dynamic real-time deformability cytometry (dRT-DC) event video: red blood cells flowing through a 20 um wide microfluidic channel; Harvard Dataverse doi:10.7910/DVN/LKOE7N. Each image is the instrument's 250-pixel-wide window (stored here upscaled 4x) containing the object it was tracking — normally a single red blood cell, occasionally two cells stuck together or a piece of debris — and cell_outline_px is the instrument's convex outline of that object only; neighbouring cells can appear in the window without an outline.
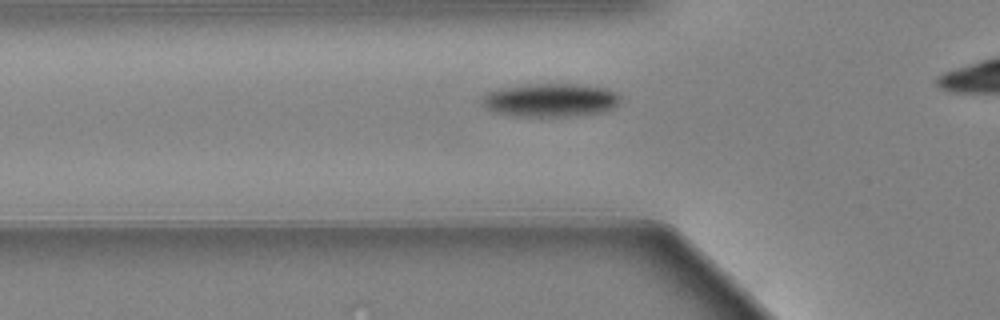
{"species": "Egyptian fruit bat (a non-hibernating species)", "species_latin": "Rousettus aegyptiacus", "temperature_condition": "warm", "stored_images_in_passage": 42, "camera_frame_rate_fps": 3000, "um_per_image_px": 0.085, "animal": {"sex": "female"}, "frame": {"image": 1, "passage_image": 10, "time_ms": 3.0, "image_size_px": [1000, 320], "cell_outline_px": [[620, 100], [612, 108], [600, 112], [564, 116], [516, 116], [496, 112], [488, 108], [480, 100], [488, 92], [496, 88], [520, 84], [580, 84], [608, 88], [616, 92], [620, 96]], "centroid_in_image_um": [46.77, 8.48], "position_along_channel_um": 79.0, "area_um2": 26.88}}
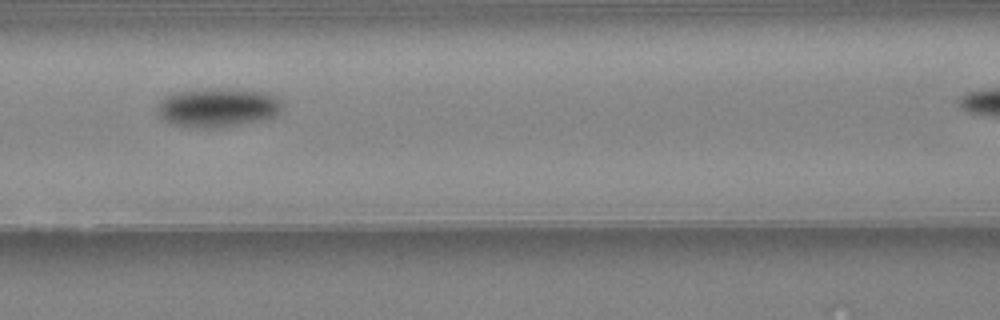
{"frame": {"image": 2, "passage_image": 16, "time_ms": 5.0, "image_size_px": [1000, 320], "cell_outline_px": [[280, 108], [272, 116], [256, 120], [236, 124], [204, 128], [200, 128], [172, 124], [164, 120], [156, 112], [156, 108], [160, 100], [164, 96], [176, 92], [196, 88], [236, 88], [268, 92], [280, 100]], "centroid_in_image_um": [18.4, 9.09], "position_along_channel_um": 148.2, "area_um2": 28.26}}
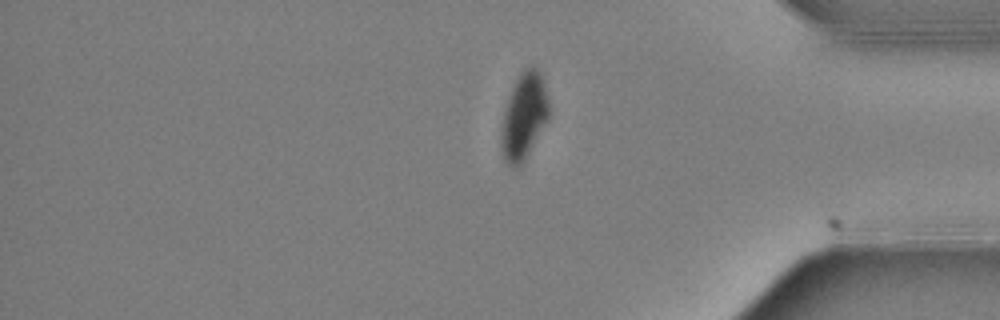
{"frame": {"image": 3, "passage_image": 39, "time_ms": 12.667, "image_size_px": [1000, 320], "cell_outline_px": [[548, 120], [524, 160], [516, 168], [512, 168], [504, 160], [500, 144], [500, 128], [504, 108], [512, 88], [516, 80], [524, 68], [536, 68], [540, 72], [548, 96]], "centroid_in_image_um": [44.5, 9.91], "position_along_channel_um": 390.7, "area_um2": 23.93}, "authors_computed_cell_mechanics": {"area_um2": 26.4146, "velocity_mm_per_s": 3.432, "shape_relaxation_time_tau1_ms": 2.9883, "shape_relaxation_time_tau2_ms": 4.0817, "deformation_change_tau1": 0.1313, "deformation_change_tau2": 0.0318}}